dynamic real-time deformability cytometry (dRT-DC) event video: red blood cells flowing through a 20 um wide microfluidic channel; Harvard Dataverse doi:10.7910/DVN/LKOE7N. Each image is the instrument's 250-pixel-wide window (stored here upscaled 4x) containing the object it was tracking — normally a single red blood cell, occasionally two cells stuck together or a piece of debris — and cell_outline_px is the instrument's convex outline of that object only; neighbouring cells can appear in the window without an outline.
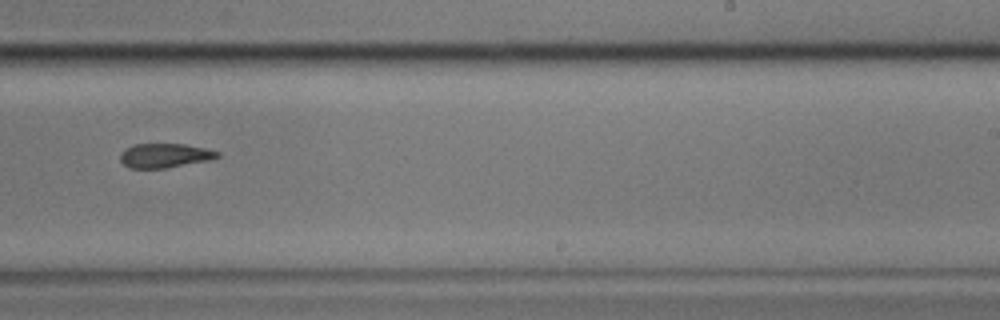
{"species": "common noctule bat (a hibernating species)", "species_latin": "Nyctalus noctula", "temperature_condition": "cold", "stored_images_in_passage": 15, "camera_frame_rate_fps": 3000, "um_per_image_px": 0.085, "animal": {"sex": "male", "body_mass_g": 17.9}, "frame": {"image": 1, "passage_image": 9, "time_ms": 2.667, "image_size_px": [1000, 320], "cell_outline_px": [[220, 156], [208, 160], [164, 168], [128, 168], [120, 160], [120, 152], [132, 144], [184, 144], [204, 148], [220, 152]], "centroid_in_image_um": [13.96, 13.21], "position_along_channel_um": 275.0, "area_um2": 13.64}}
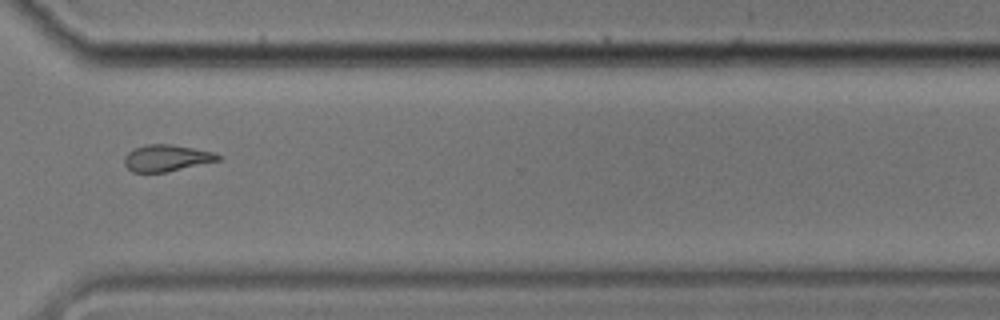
{"frame": {"image": 2, "passage_image": 11, "time_ms": 3.333, "image_size_px": [1000, 320], "cell_outline_px": [[224, 156], [220, 160], [164, 172], [132, 172], [124, 164], [124, 156], [132, 148], [148, 144], [172, 144], [216, 152]], "centroid_in_image_um": [14.17, 13.41], "position_along_channel_um": 356.4, "area_um2": 14.62}}